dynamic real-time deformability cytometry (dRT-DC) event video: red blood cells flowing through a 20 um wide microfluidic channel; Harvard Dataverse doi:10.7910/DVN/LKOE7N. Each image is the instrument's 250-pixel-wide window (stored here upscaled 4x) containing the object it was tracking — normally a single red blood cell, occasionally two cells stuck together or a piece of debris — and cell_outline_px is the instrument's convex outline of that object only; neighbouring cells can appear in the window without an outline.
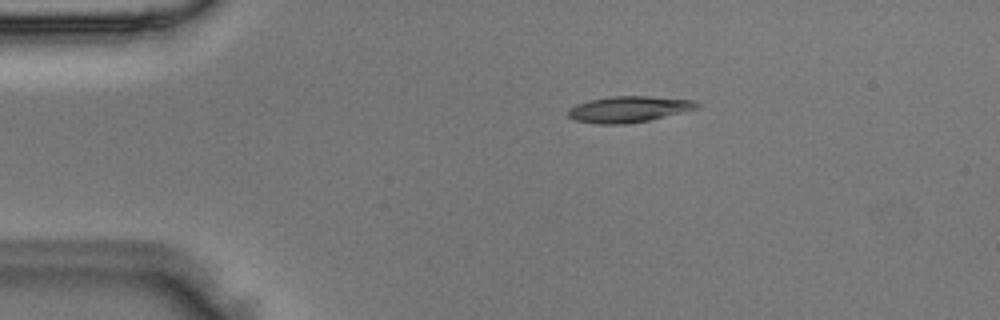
{"species": "Egyptian fruit bat (a non-hibernating species)", "species_latin": "Rousettus aegyptiacus", "temperature_condition": "room temperature", "stored_images_in_passage": 4, "camera_frame_rate_fps": 3000, "um_per_image_px": 0.085, "animal": {"sex": "male"}, "frame": {"image": 1, "passage_image": 2, "time_ms": 0.333, "image_size_px": [1000, 320], "cell_outline_px": [[700, 104], [696, 108], [648, 120], [624, 124], [596, 124], [572, 120], [568, 116], [568, 108], [576, 104], [592, 100], [612, 96], [648, 96], [696, 100]], "centroid_in_image_um": [53.38, 9.28], "position_along_channel_um": 31.6, "area_um2": 19.42}}